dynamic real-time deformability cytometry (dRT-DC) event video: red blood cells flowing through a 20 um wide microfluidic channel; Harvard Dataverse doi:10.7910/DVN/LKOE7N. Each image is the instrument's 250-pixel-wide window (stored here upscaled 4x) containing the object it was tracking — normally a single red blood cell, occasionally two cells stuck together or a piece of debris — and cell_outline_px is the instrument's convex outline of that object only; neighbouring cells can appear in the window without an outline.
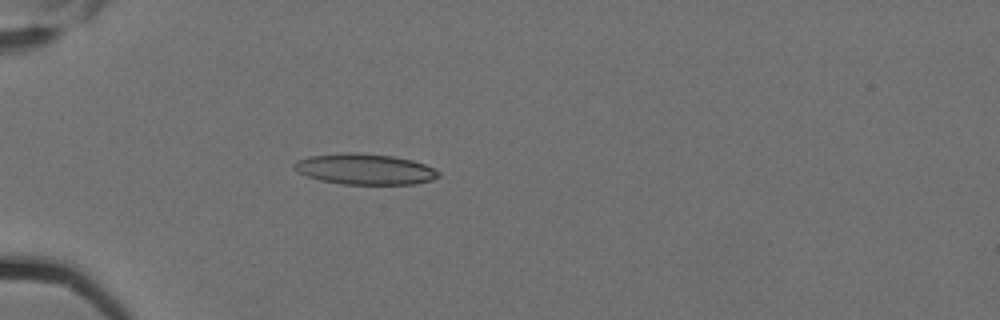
{"species": "Egyptian fruit bat (a non-hibernating species)", "species_latin": "Rousettus aegyptiacus", "temperature_condition": "cold", "stored_images_in_passage": 5, "camera_frame_rate_fps": 3000, "um_per_image_px": 0.085, "animal": {"sex": "female"}, "frame": {"image": 1, "passage_image": 5, "time_ms": 1.333, "image_size_px": [1000, 320], "cell_outline_px": [[440, 176], [432, 180], [412, 184], [344, 184], [320, 180], [296, 172], [292, 168], [292, 164], [296, 160], [308, 156], [344, 152], [356, 152], [392, 156], [412, 160], [424, 164], [440, 172]], "centroid_in_image_um": [30.96, 14.37], "position_along_channel_um": 54.0, "area_um2": 26.01}}